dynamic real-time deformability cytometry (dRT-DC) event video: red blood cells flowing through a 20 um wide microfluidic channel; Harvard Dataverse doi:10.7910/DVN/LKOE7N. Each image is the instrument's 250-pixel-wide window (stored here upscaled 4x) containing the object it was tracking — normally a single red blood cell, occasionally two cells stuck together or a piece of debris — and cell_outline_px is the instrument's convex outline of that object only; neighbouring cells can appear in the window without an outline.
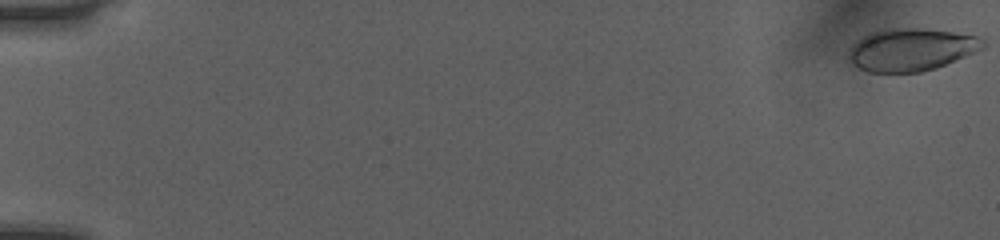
{"species": "human", "species_latin": "Homo sapiens", "temperature_condition": "room temperature", "stored_images_in_passage": 52, "camera_frame_rate_fps": 3000, "um_per_image_px": 0.085, "donor": {"sex": "female"}, "frame": {"image": 1, "passage_image": 1, "time_ms": 0.0, "image_size_px": [1000, 240], "cell_outline_px": [[984, 48], [936, 68], [920, 72], [868, 72], [852, 64], [848, 60], [848, 52], [852, 44], [856, 40], [872, 32], [888, 28], [920, 28], [952, 32], [980, 36], [984, 40]], "centroid_in_image_um": [77.43, 4.21], "position_along_channel_um": 7.6, "area_um2": 33.29}}
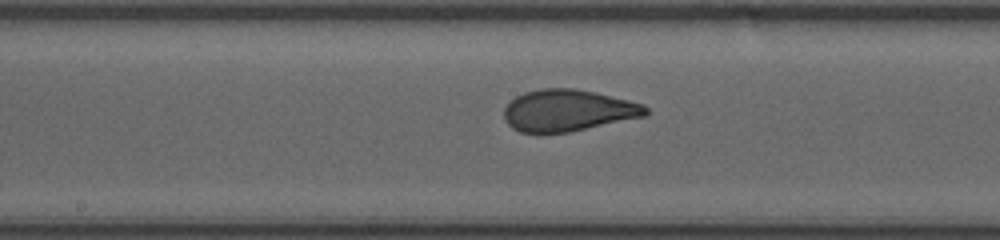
{"frame": {"image": 2, "passage_image": 29, "time_ms": 9.333, "image_size_px": [1000, 240], "cell_outline_px": [[648, 112], [644, 116], [568, 132], [520, 132], [512, 128], [508, 124], [504, 116], [504, 108], [516, 96], [524, 92], [540, 88], [576, 88], [596, 92], [644, 104], [648, 108]], "centroid_in_image_um": [48.27, 9.37], "position_along_channel_um": 199.9, "area_um2": 34.16}}
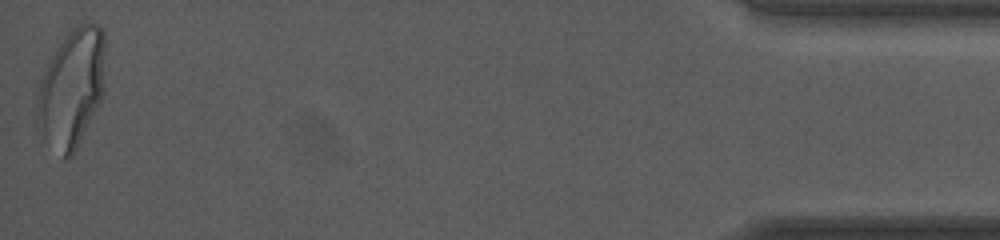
{"frame": {"image": 3, "passage_image": 52, "time_ms": 17.0, "image_size_px": [1000, 240], "cell_outline_px": [[104, 92], [72, 156], [68, 160], [64, 160], [44, 136], [36, 120], [36, 112], [40, 84], [48, 64], [56, 48], [68, 32], [80, 24], [96, 24], [104, 32]], "centroid_in_image_um": [6.1, 7.5], "position_along_channel_um": 429.1, "area_um2": 46.01}, "authors_computed_cell_mechanics": {"area_um2": 34.1309, "velocity_mm_per_s": 4.0664, "shape_relaxation_time_tau1_ms": 4.9877, "shape_relaxation_time_tau2_ms": null, "deformation_change_tau1": 0.1745, "deformation_change_tau2": null}}